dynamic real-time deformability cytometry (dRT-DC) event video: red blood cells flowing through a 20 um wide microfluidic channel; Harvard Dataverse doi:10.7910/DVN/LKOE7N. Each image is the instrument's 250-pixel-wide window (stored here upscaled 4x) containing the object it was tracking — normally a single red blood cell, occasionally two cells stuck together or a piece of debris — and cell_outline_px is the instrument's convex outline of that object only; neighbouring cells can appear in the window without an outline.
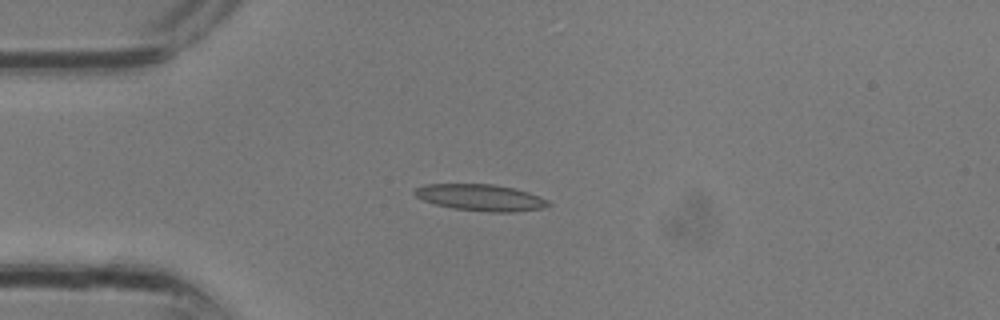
{"species": "common noctule bat (a hibernating species)", "species_latin": "Nyctalus noctula", "temperature_condition": "room temperature", "stored_images_in_passage": 11, "camera_frame_rate_fps": 3000, "um_per_image_px": 0.085, "animal": {"sex": "male", "body_mass_g": 13.3}, "frame": {"image": 1, "passage_image": 2, "time_ms": 0.333, "image_size_px": [1000, 320], "cell_outline_px": [[552, 204], [544, 208], [512, 212], [492, 212], [452, 208], [436, 204], [424, 200], [416, 196], [412, 192], [416, 188], [424, 184], [492, 184], [512, 188], [528, 192], [548, 200]], "centroid_in_image_um": [40.85, 16.79], "position_along_channel_um": 44.1, "area_um2": 20.52}}
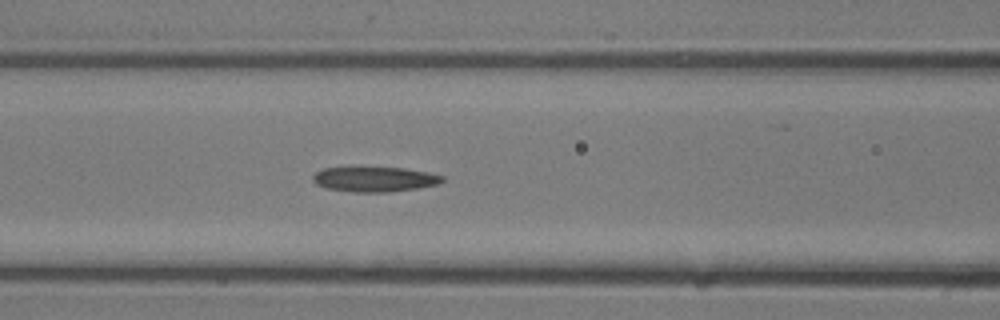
{"frame": {"image": 2, "passage_image": 7, "time_ms": 2.0, "image_size_px": [1000, 320], "cell_outline_px": [[444, 180], [440, 184], [416, 188], [388, 192], [356, 192], [324, 188], [316, 184], [312, 180], [312, 176], [316, 172], [324, 168], [348, 164], [356, 164], [404, 168], [428, 172], [444, 176]], "centroid_in_image_um": [31.77, 15.17], "position_along_channel_um": 134.8, "area_um2": 20.0}}
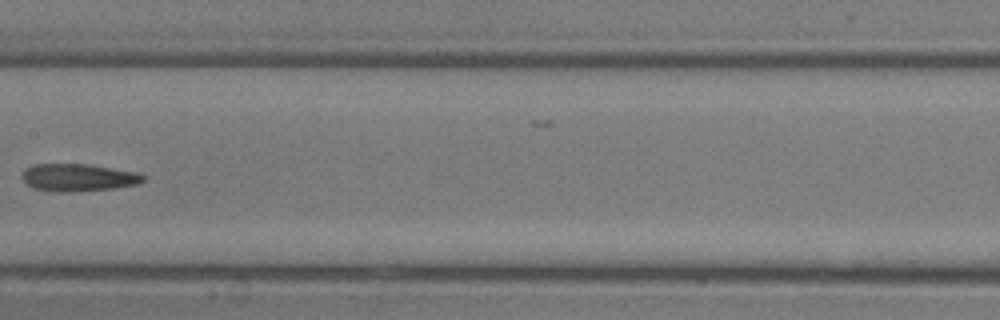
{"frame": {"image": 3, "passage_image": 10, "time_ms": 3.0, "image_size_px": [1000, 320], "cell_outline_px": [[148, 176], [140, 184], [112, 188], [72, 192], [60, 192], [36, 188], [28, 184], [20, 176], [28, 168], [36, 164], [84, 164], [140, 172]], "centroid_in_image_um": [6.74, 15.09], "position_along_channel_um": 200.7, "area_um2": 19.25}}